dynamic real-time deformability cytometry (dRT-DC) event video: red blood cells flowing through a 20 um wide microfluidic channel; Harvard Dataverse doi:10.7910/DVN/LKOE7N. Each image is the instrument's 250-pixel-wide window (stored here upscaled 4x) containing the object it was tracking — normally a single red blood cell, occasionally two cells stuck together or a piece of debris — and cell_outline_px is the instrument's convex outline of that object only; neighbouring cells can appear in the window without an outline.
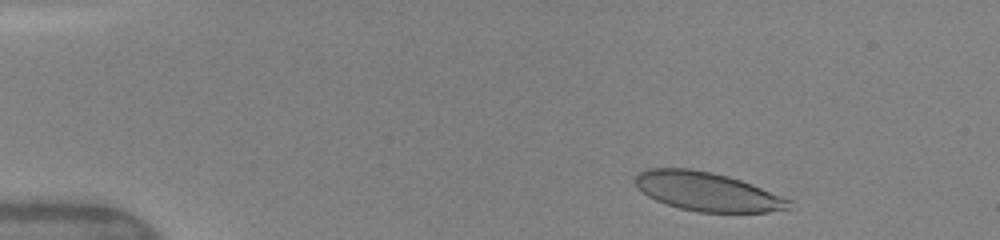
{"species": "human", "species_latin": "Homo sapiens", "temperature_condition": "warm", "stored_images_in_passage": 39, "camera_frame_rate_fps": 3000, "um_per_image_px": 0.085, "donor": {"sex": "female"}, "frame": {"image": 1, "passage_image": 2, "time_ms": 0.333, "image_size_px": [1000, 240], "cell_outline_px": [[792, 200], [788, 208], [768, 212], [700, 212], [680, 208], [656, 200], [648, 196], [636, 184], [636, 176], [640, 172], [648, 168], [692, 168], [712, 172], [728, 176], [752, 184]], "centroid_in_image_um": [60.12, 16.28], "position_along_channel_um": 24.9, "area_um2": 34.39}}
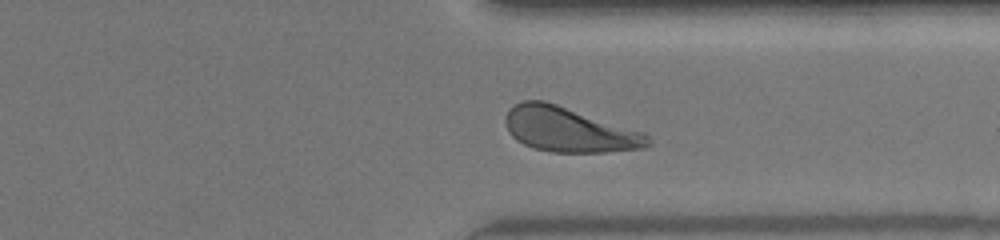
{"frame": {"image": 2, "passage_image": 33, "time_ms": 10.667, "image_size_px": [1000, 240], "cell_outline_px": [[652, 144], [648, 148], [604, 152], [552, 152], [536, 148], [524, 144], [516, 140], [508, 132], [504, 124], [504, 116], [508, 108], [524, 100], [544, 100], [644, 132], [648, 136]], "centroid_in_image_um": [48.35, 11.02], "position_along_channel_um": 363.0, "area_um2": 37.34}}
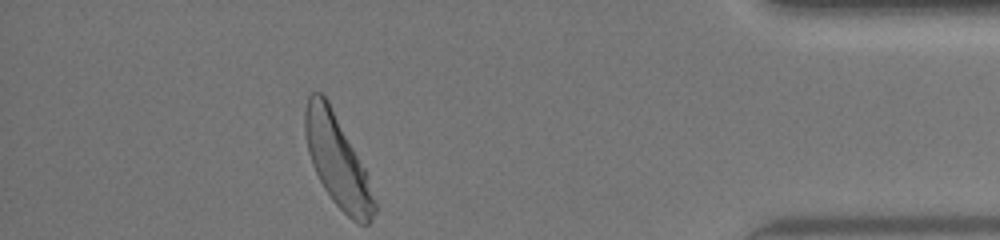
{"frame": {"image": 3, "passage_image": 39, "time_ms": 12.667, "image_size_px": [1000, 240], "cell_outline_px": [[376, 212], [372, 220], [368, 224], [360, 224], [352, 220], [332, 200], [324, 188], [312, 164], [308, 152], [304, 132], [304, 112], [308, 96], [312, 92], [320, 92], [328, 100], [364, 168], [376, 204]], "centroid_in_image_um": [28.65, 13.68], "position_along_channel_um": 406.5, "area_um2": 36.36}, "authors_computed_cell_mechanics": {"area_um2": 37.0498, "velocity_mm_per_s": 4.1186, "shape_relaxation_time_tau1_ms": 2.6043, "shape_relaxation_time_tau2_ms": null, "deformation_change_tau1": 0.1638, "deformation_change_tau2": null}}